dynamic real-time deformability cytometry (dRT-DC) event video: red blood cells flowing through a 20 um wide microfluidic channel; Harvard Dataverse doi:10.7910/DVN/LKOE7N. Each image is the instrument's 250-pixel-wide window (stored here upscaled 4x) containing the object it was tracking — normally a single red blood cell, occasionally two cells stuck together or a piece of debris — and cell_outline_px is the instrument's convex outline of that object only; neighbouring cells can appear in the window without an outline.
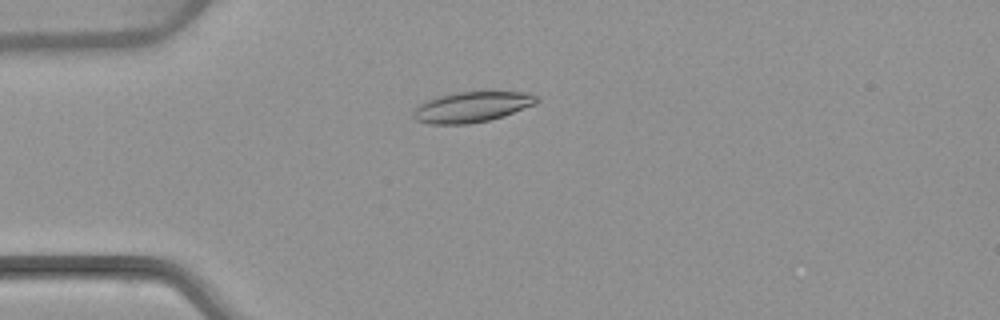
{"species": "common noctule bat (a hibernating species)", "species_latin": "Nyctalus noctula", "temperature_condition": "warm", "stored_images_in_passage": 5, "camera_frame_rate_fps": 3000, "um_per_image_px": 0.085, "animal": {"sex": "female", "body_mass_g": 22.7, "forearm_length_mm": 54.2}, "frame": {"image": 1, "passage_image": 3, "time_ms": 3.667, "image_size_px": [1000, 320], "cell_outline_px": [[540, 100], [536, 104], [504, 116], [488, 120], [468, 124], [428, 124], [416, 120], [412, 116], [412, 112], [424, 100], [436, 96], [452, 92], [528, 92], [536, 96]], "centroid_in_image_um": [40.08, 9.09], "position_along_channel_um": 44.9, "area_um2": 22.14}}
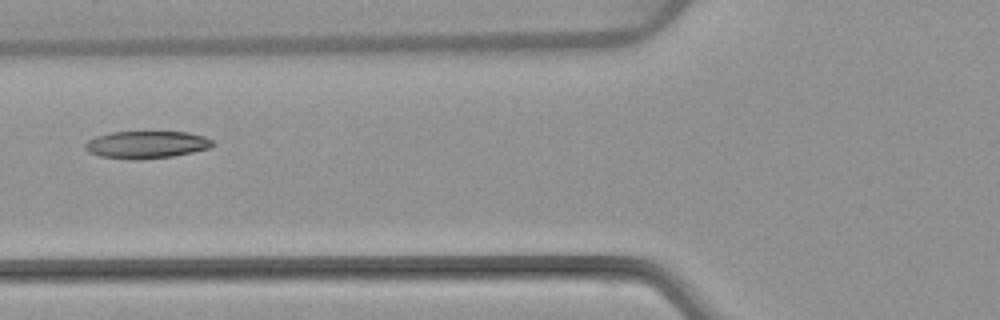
{"frame": {"image": 2, "passage_image": 5, "time_ms": 6.0, "image_size_px": [1000, 320], "cell_outline_px": [[216, 144], [208, 148], [192, 152], [172, 156], [136, 160], [100, 156], [88, 152], [84, 148], [84, 144], [88, 140], [96, 136], [112, 132], [188, 132], [204, 136], [212, 140]], "centroid_in_image_um": [12.44, 12.29], "position_along_channel_um": 113.4, "area_um2": 20.29}}